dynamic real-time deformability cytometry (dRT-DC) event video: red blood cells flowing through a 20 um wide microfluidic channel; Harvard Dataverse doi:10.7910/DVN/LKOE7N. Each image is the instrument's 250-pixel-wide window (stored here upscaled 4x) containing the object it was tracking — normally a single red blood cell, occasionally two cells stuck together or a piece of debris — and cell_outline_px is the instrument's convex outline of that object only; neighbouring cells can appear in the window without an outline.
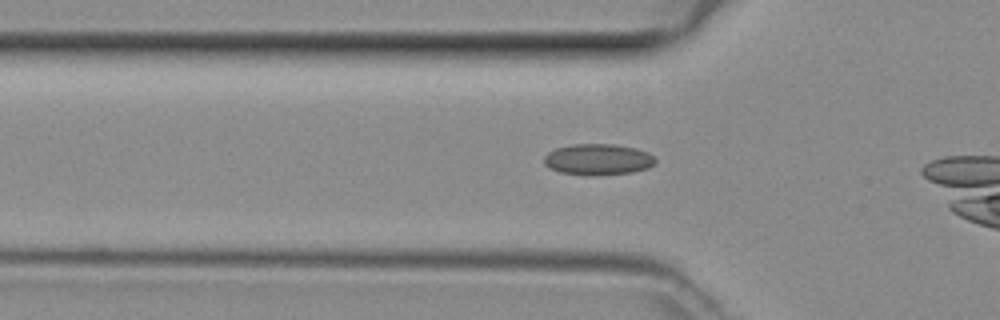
{"species": "common noctule bat (a hibernating species)", "species_latin": "Nyctalus noctula", "temperature_condition": "room temperature", "stored_images_in_passage": 9, "camera_frame_rate_fps": 3000, "um_per_image_px": 0.085, "animal": {"sex": "female", "body_mass_g": 29.2, "forearm_length_mm": 56.3}, "frame": {"image": 1, "passage_image": 7, "time_ms": 2.0, "image_size_px": [1000, 320], "cell_outline_px": [[656, 164], [648, 168], [632, 172], [592, 176], [560, 172], [548, 168], [544, 164], [544, 156], [548, 152], [556, 148], [572, 144], [612, 144], [636, 148], [648, 152], [656, 160]], "centroid_in_image_um": [50.82, 13.55], "position_along_channel_um": 75.0, "area_um2": 20.35}}